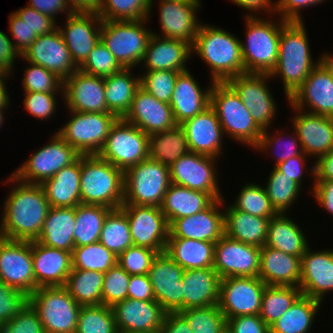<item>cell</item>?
Listing matches in <instances>:
<instances>
[{
	"mask_svg": "<svg viewBox=\"0 0 333 333\" xmlns=\"http://www.w3.org/2000/svg\"><path fill=\"white\" fill-rule=\"evenodd\" d=\"M233 3L243 9H247L249 12L246 16H254L260 13L261 10L268 13H275L276 3H272L273 0H231ZM254 14H253V13ZM257 12V14H256Z\"/></svg>",
	"mask_w": 333,
	"mask_h": 333,
	"instance_id": "obj_75",
	"label": "cell"
},
{
	"mask_svg": "<svg viewBox=\"0 0 333 333\" xmlns=\"http://www.w3.org/2000/svg\"><path fill=\"white\" fill-rule=\"evenodd\" d=\"M81 155L40 185L50 207L69 208L81 204Z\"/></svg>",
	"mask_w": 333,
	"mask_h": 333,
	"instance_id": "obj_36",
	"label": "cell"
},
{
	"mask_svg": "<svg viewBox=\"0 0 333 333\" xmlns=\"http://www.w3.org/2000/svg\"><path fill=\"white\" fill-rule=\"evenodd\" d=\"M9 30L14 40L13 43L21 55L36 40L37 36L30 28L13 12L9 15Z\"/></svg>",
	"mask_w": 333,
	"mask_h": 333,
	"instance_id": "obj_66",
	"label": "cell"
},
{
	"mask_svg": "<svg viewBox=\"0 0 333 333\" xmlns=\"http://www.w3.org/2000/svg\"><path fill=\"white\" fill-rule=\"evenodd\" d=\"M306 155L304 152L298 156L291 157L284 162H281L274 166L278 171L288 176L291 180L295 181L301 188L304 175V168L306 166Z\"/></svg>",
	"mask_w": 333,
	"mask_h": 333,
	"instance_id": "obj_69",
	"label": "cell"
},
{
	"mask_svg": "<svg viewBox=\"0 0 333 333\" xmlns=\"http://www.w3.org/2000/svg\"><path fill=\"white\" fill-rule=\"evenodd\" d=\"M10 74L12 73L0 63V78H8Z\"/></svg>",
	"mask_w": 333,
	"mask_h": 333,
	"instance_id": "obj_79",
	"label": "cell"
},
{
	"mask_svg": "<svg viewBox=\"0 0 333 333\" xmlns=\"http://www.w3.org/2000/svg\"><path fill=\"white\" fill-rule=\"evenodd\" d=\"M158 252L132 245L117 257V264L131 275H146Z\"/></svg>",
	"mask_w": 333,
	"mask_h": 333,
	"instance_id": "obj_60",
	"label": "cell"
},
{
	"mask_svg": "<svg viewBox=\"0 0 333 333\" xmlns=\"http://www.w3.org/2000/svg\"><path fill=\"white\" fill-rule=\"evenodd\" d=\"M245 18L246 41L241 42L244 73L270 74L278 61L280 32L287 21L265 20L258 15Z\"/></svg>",
	"mask_w": 333,
	"mask_h": 333,
	"instance_id": "obj_5",
	"label": "cell"
},
{
	"mask_svg": "<svg viewBox=\"0 0 333 333\" xmlns=\"http://www.w3.org/2000/svg\"><path fill=\"white\" fill-rule=\"evenodd\" d=\"M81 204L123 205L124 172L98 155H81Z\"/></svg>",
	"mask_w": 333,
	"mask_h": 333,
	"instance_id": "obj_4",
	"label": "cell"
},
{
	"mask_svg": "<svg viewBox=\"0 0 333 333\" xmlns=\"http://www.w3.org/2000/svg\"><path fill=\"white\" fill-rule=\"evenodd\" d=\"M266 284L259 277H227L221 279L219 308L229 318L258 315Z\"/></svg>",
	"mask_w": 333,
	"mask_h": 333,
	"instance_id": "obj_17",
	"label": "cell"
},
{
	"mask_svg": "<svg viewBox=\"0 0 333 333\" xmlns=\"http://www.w3.org/2000/svg\"><path fill=\"white\" fill-rule=\"evenodd\" d=\"M193 333H226L227 320L219 305L193 307L178 312Z\"/></svg>",
	"mask_w": 333,
	"mask_h": 333,
	"instance_id": "obj_52",
	"label": "cell"
},
{
	"mask_svg": "<svg viewBox=\"0 0 333 333\" xmlns=\"http://www.w3.org/2000/svg\"><path fill=\"white\" fill-rule=\"evenodd\" d=\"M69 112L72 117L56 133L80 155H97L118 118L110 112Z\"/></svg>",
	"mask_w": 333,
	"mask_h": 333,
	"instance_id": "obj_11",
	"label": "cell"
},
{
	"mask_svg": "<svg viewBox=\"0 0 333 333\" xmlns=\"http://www.w3.org/2000/svg\"><path fill=\"white\" fill-rule=\"evenodd\" d=\"M276 132H277V134L275 133L274 135L271 136L270 133L268 132V129H264L262 132L261 138L259 139L258 144L254 147L256 150L264 152L265 150L269 151L271 149H274V150L279 149L276 147H279L278 145H280V143H281L282 146L280 145V147H282L283 149L281 148L282 150L281 149H280V151L278 150L279 151L278 154L276 152H274V153H276L274 155L276 157L275 166L281 162L286 161L287 159H289L291 157H295V156H298L303 153L301 142L298 138V135L295 132H294L295 136L293 135V133H292V136L291 135L289 136L290 142L284 141L285 137H283L284 136L283 131H282V133L281 132L278 133L279 130L278 131L276 130Z\"/></svg>",
	"mask_w": 333,
	"mask_h": 333,
	"instance_id": "obj_59",
	"label": "cell"
},
{
	"mask_svg": "<svg viewBox=\"0 0 333 333\" xmlns=\"http://www.w3.org/2000/svg\"><path fill=\"white\" fill-rule=\"evenodd\" d=\"M99 242L116 257L133 245L126 213L121 209H112L106 216Z\"/></svg>",
	"mask_w": 333,
	"mask_h": 333,
	"instance_id": "obj_48",
	"label": "cell"
},
{
	"mask_svg": "<svg viewBox=\"0 0 333 333\" xmlns=\"http://www.w3.org/2000/svg\"><path fill=\"white\" fill-rule=\"evenodd\" d=\"M231 206L256 217L272 218L278 214L268 198L265 187L251 182L241 188Z\"/></svg>",
	"mask_w": 333,
	"mask_h": 333,
	"instance_id": "obj_53",
	"label": "cell"
},
{
	"mask_svg": "<svg viewBox=\"0 0 333 333\" xmlns=\"http://www.w3.org/2000/svg\"><path fill=\"white\" fill-rule=\"evenodd\" d=\"M287 102L305 112L333 118V79L320 62Z\"/></svg>",
	"mask_w": 333,
	"mask_h": 333,
	"instance_id": "obj_26",
	"label": "cell"
},
{
	"mask_svg": "<svg viewBox=\"0 0 333 333\" xmlns=\"http://www.w3.org/2000/svg\"><path fill=\"white\" fill-rule=\"evenodd\" d=\"M184 269L165 252L158 253L152 262L148 276L155 301L167 313L183 310L182 277Z\"/></svg>",
	"mask_w": 333,
	"mask_h": 333,
	"instance_id": "obj_19",
	"label": "cell"
},
{
	"mask_svg": "<svg viewBox=\"0 0 333 333\" xmlns=\"http://www.w3.org/2000/svg\"><path fill=\"white\" fill-rule=\"evenodd\" d=\"M324 0H278L275 12L281 19L287 22H303L300 10L320 4ZM326 1V0H325Z\"/></svg>",
	"mask_w": 333,
	"mask_h": 333,
	"instance_id": "obj_67",
	"label": "cell"
},
{
	"mask_svg": "<svg viewBox=\"0 0 333 333\" xmlns=\"http://www.w3.org/2000/svg\"><path fill=\"white\" fill-rule=\"evenodd\" d=\"M117 264V257L100 242L74 247L72 268L106 273Z\"/></svg>",
	"mask_w": 333,
	"mask_h": 333,
	"instance_id": "obj_49",
	"label": "cell"
},
{
	"mask_svg": "<svg viewBox=\"0 0 333 333\" xmlns=\"http://www.w3.org/2000/svg\"><path fill=\"white\" fill-rule=\"evenodd\" d=\"M8 182L17 185L14 184L3 202L1 236L10 240L36 241L50 208L45 193L40 184L24 183L13 175L7 178Z\"/></svg>",
	"mask_w": 333,
	"mask_h": 333,
	"instance_id": "obj_1",
	"label": "cell"
},
{
	"mask_svg": "<svg viewBox=\"0 0 333 333\" xmlns=\"http://www.w3.org/2000/svg\"><path fill=\"white\" fill-rule=\"evenodd\" d=\"M210 106L215 111L224 134L249 147H255L263 130L253 120L250 111L226 82H213Z\"/></svg>",
	"mask_w": 333,
	"mask_h": 333,
	"instance_id": "obj_6",
	"label": "cell"
},
{
	"mask_svg": "<svg viewBox=\"0 0 333 333\" xmlns=\"http://www.w3.org/2000/svg\"><path fill=\"white\" fill-rule=\"evenodd\" d=\"M56 93H38V92H24V108L29 114L37 119H49L55 115L57 100Z\"/></svg>",
	"mask_w": 333,
	"mask_h": 333,
	"instance_id": "obj_63",
	"label": "cell"
},
{
	"mask_svg": "<svg viewBox=\"0 0 333 333\" xmlns=\"http://www.w3.org/2000/svg\"><path fill=\"white\" fill-rule=\"evenodd\" d=\"M101 24L97 13H72L67 16L65 28H58L78 68L100 41Z\"/></svg>",
	"mask_w": 333,
	"mask_h": 333,
	"instance_id": "obj_25",
	"label": "cell"
},
{
	"mask_svg": "<svg viewBox=\"0 0 333 333\" xmlns=\"http://www.w3.org/2000/svg\"><path fill=\"white\" fill-rule=\"evenodd\" d=\"M103 282V272L72 268L64 287L80 306L100 305Z\"/></svg>",
	"mask_w": 333,
	"mask_h": 333,
	"instance_id": "obj_45",
	"label": "cell"
},
{
	"mask_svg": "<svg viewBox=\"0 0 333 333\" xmlns=\"http://www.w3.org/2000/svg\"><path fill=\"white\" fill-rule=\"evenodd\" d=\"M64 103L69 111L107 112L104 78L77 70L63 81Z\"/></svg>",
	"mask_w": 333,
	"mask_h": 333,
	"instance_id": "obj_22",
	"label": "cell"
},
{
	"mask_svg": "<svg viewBox=\"0 0 333 333\" xmlns=\"http://www.w3.org/2000/svg\"><path fill=\"white\" fill-rule=\"evenodd\" d=\"M118 331L159 333L167 312L154 301L126 298L112 307Z\"/></svg>",
	"mask_w": 333,
	"mask_h": 333,
	"instance_id": "obj_21",
	"label": "cell"
},
{
	"mask_svg": "<svg viewBox=\"0 0 333 333\" xmlns=\"http://www.w3.org/2000/svg\"><path fill=\"white\" fill-rule=\"evenodd\" d=\"M221 279L213 267L184 270L183 310L218 304Z\"/></svg>",
	"mask_w": 333,
	"mask_h": 333,
	"instance_id": "obj_35",
	"label": "cell"
},
{
	"mask_svg": "<svg viewBox=\"0 0 333 333\" xmlns=\"http://www.w3.org/2000/svg\"><path fill=\"white\" fill-rule=\"evenodd\" d=\"M28 64L31 67H26L22 78L24 92L56 93L61 91L63 94L62 79L40 65L31 62Z\"/></svg>",
	"mask_w": 333,
	"mask_h": 333,
	"instance_id": "obj_55",
	"label": "cell"
},
{
	"mask_svg": "<svg viewBox=\"0 0 333 333\" xmlns=\"http://www.w3.org/2000/svg\"><path fill=\"white\" fill-rule=\"evenodd\" d=\"M122 69L123 67L101 40L89 53L86 61L79 67V70L84 73L102 78L115 74Z\"/></svg>",
	"mask_w": 333,
	"mask_h": 333,
	"instance_id": "obj_57",
	"label": "cell"
},
{
	"mask_svg": "<svg viewBox=\"0 0 333 333\" xmlns=\"http://www.w3.org/2000/svg\"><path fill=\"white\" fill-rule=\"evenodd\" d=\"M215 199L206 192L171 183L160 206L170 225L175 219L192 216L208 208Z\"/></svg>",
	"mask_w": 333,
	"mask_h": 333,
	"instance_id": "obj_38",
	"label": "cell"
},
{
	"mask_svg": "<svg viewBox=\"0 0 333 333\" xmlns=\"http://www.w3.org/2000/svg\"><path fill=\"white\" fill-rule=\"evenodd\" d=\"M128 298L145 301L155 300L148 274L130 276Z\"/></svg>",
	"mask_w": 333,
	"mask_h": 333,
	"instance_id": "obj_68",
	"label": "cell"
},
{
	"mask_svg": "<svg viewBox=\"0 0 333 333\" xmlns=\"http://www.w3.org/2000/svg\"><path fill=\"white\" fill-rule=\"evenodd\" d=\"M291 118L294 131L301 142L303 152L309 157L317 158L333 150V118L305 112L295 108Z\"/></svg>",
	"mask_w": 333,
	"mask_h": 333,
	"instance_id": "obj_27",
	"label": "cell"
},
{
	"mask_svg": "<svg viewBox=\"0 0 333 333\" xmlns=\"http://www.w3.org/2000/svg\"><path fill=\"white\" fill-rule=\"evenodd\" d=\"M36 289L65 286L72 270V253L31 241Z\"/></svg>",
	"mask_w": 333,
	"mask_h": 333,
	"instance_id": "obj_31",
	"label": "cell"
},
{
	"mask_svg": "<svg viewBox=\"0 0 333 333\" xmlns=\"http://www.w3.org/2000/svg\"><path fill=\"white\" fill-rule=\"evenodd\" d=\"M148 0H100L97 14L102 20H146L150 18Z\"/></svg>",
	"mask_w": 333,
	"mask_h": 333,
	"instance_id": "obj_50",
	"label": "cell"
},
{
	"mask_svg": "<svg viewBox=\"0 0 333 333\" xmlns=\"http://www.w3.org/2000/svg\"><path fill=\"white\" fill-rule=\"evenodd\" d=\"M123 119L148 136L177 125L170 104L159 101L141 87L135 93L131 108Z\"/></svg>",
	"mask_w": 333,
	"mask_h": 333,
	"instance_id": "obj_28",
	"label": "cell"
},
{
	"mask_svg": "<svg viewBox=\"0 0 333 333\" xmlns=\"http://www.w3.org/2000/svg\"><path fill=\"white\" fill-rule=\"evenodd\" d=\"M147 20H102L100 40L123 68H134L141 64L153 35L143 26Z\"/></svg>",
	"mask_w": 333,
	"mask_h": 333,
	"instance_id": "obj_7",
	"label": "cell"
},
{
	"mask_svg": "<svg viewBox=\"0 0 333 333\" xmlns=\"http://www.w3.org/2000/svg\"><path fill=\"white\" fill-rule=\"evenodd\" d=\"M304 22H287L280 32L278 61L269 74L281 77L287 100L304 83L319 59L312 60Z\"/></svg>",
	"mask_w": 333,
	"mask_h": 333,
	"instance_id": "obj_2",
	"label": "cell"
},
{
	"mask_svg": "<svg viewBox=\"0 0 333 333\" xmlns=\"http://www.w3.org/2000/svg\"><path fill=\"white\" fill-rule=\"evenodd\" d=\"M159 24L162 36L188 43L191 47L196 39L199 19L196 18L201 1H164L159 2Z\"/></svg>",
	"mask_w": 333,
	"mask_h": 333,
	"instance_id": "obj_23",
	"label": "cell"
},
{
	"mask_svg": "<svg viewBox=\"0 0 333 333\" xmlns=\"http://www.w3.org/2000/svg\"><path fill=\"white\" fill-rule=\"evenodd\" d=\"M216 159L218 158L189 152L169 166L170 182L209 193L215 200L223 199L216 178Z\"/></svg>",
	"mask_w": 333,
	"mask_h": 333,
	"instance_id": "obj_16",
	"label": "cell"
},
{
	"mask_svg": "<svg viewBox=\"0 0 333 333\" xmlns=\"http://www.w3.org/2000/svg\"><path fill=\"white\" fill-rule=\"evenodd\" d=\"M302 295L296 286L266 285L261 299L259 316L270 326Z\"/></svg>",
	"mask_w": 333,
	"mask_h": 333,
	"instance_id": "obj_47",
	"label": "cell"
},
{
	"mask_svg": "<svg viewBox=\"0 0 333 333\" xmlns=\"http://www.w3.org/2000/svg\"><path fill=\"white\" fill-rule=\"evenodd\" d=\"M130 275L118 264L104 273L102 304L113 307L128 298Z\"/></svg>",
	"mask_w": 333,
	"mask_h": 333,
	"instance_id": "obj_58",
	"label": "cell"
},
{
	"mask_svg": "<svg viewBox=\"0 0 333 333\" xmlns=\"http://www.w3.org/2000/svg\"><path fill=\"white\" fill-rule=\"evenodd\" d=\"M286 213H278L268 222L265 246L301 257L309 247L302 229Z\"/></svg>",
	"mask_w": 333,
	"mask_h": 333,
	"instance_id": "obj_40",
	"label": "cell"
},
{
	"mask_svg": "<svg viewBox=\"0 0 333 333\" xmlns=\"http://www.w3.org/2000/svg\"><path fill=\"white\" fill-rule=\"evenodd\" d=\"M97 155L125 172L149 157V136L123 118L117 119Z\"/></svg>",
	"mask_w": 333,
	"mask_h": 333,
	"instance_id": "obj_10",
	"label": "cell"
},
{
	"mask_svg": "<svg viewBox=\"0 0 333 333\" xmlns=\"http://www.w3.org/2000/svg\"><path fill=\"white\" fill-rule=\"evenodd\" d=\"M191 50L210 68L211 82H226L244 73L241 40L222 28L201 24Z\"/></svg>",
	"mask_w": 333,
	"mask_h": 333,
	"instance_id": "obj_3",
	"label": "cell"
},
{
	"mask_svg": "<svg viewBox=\"0 0 333 333\" xmlns=\"http://www.w3.org/2000/svg\"><path fill=\"white\" fill-rule=\"evenodd\" d=\"M6 78H0V108H8L10 105V95L7 92Z\"/></svg>",
	"mask_w": 333,
	"mask_h": 333,
	"instance_id": "obj_77",
	"label": "cell"
},
{
	"mask_svg": "<svg viewBox=\"0 0 333 333\" xmlns=\"http://www.w3.org/2000/svg\"><path fill=\"white\" fill-rule=\"evenodd\" d=\"M0 333H45L38 313L27 303L8 323L2 325Z\"/></svg>",
	"mask_w": 333,
	"mask_h": 333,
	"instance_id": "obj_61",
	"label": "cell"
},
{
	"mask_svg": "<svg viewBox=\"0 0 333 333\" xmlns=\"http://www.w3.org/2000/svg\"><path fill=\"white\" fill-rule=\"evenodd\" d=\"M18 57L22 58V55L16 49L13 41L6 33L0 31V63L12 72L14 70L13 65Z\"/></svg>",
	"mask_w": 333,
	"mask_h": 333,
	"instance_id": "obj_72",
	"label": "cell"
},
{
	"mask_svg": "<svg viewBox=\"0 0 333 333\" xmlns=\"http://www.w3.org/2000/svg\"><path fill=\"white\" fill-rule=\"evenodd\" d=\"M159 333H193L179 313H167Z\"/></svg>",
	"mask_w": 333,
	"mask_h": 333,
	"instance_id": "obj_74",
	"label": "cell"
},
{
	"mask_svg": "<svg viewBox=\"0 0 333 333\" xmlns=\"http://www.w3.org/2000/svg\"><path fill=\"white\" fill-rule=\"evenodd\" d=\"M265 186L268 198L278 213H287L301 193V187L275 167L271 170Z\"/></svg>",
	"mask_w": 333,
	"mask_h": 333,
	"instance_id": "obj_51",
	"label": "cell"
},
{
	"mask_svg": "<svg viewBox=\"0 0 333 333\" xmlns=\"http://www.w3.org/2000/svg\"><path fill=\"white\" fill-rule=\"evenodd\" d=\"M189 152L187 137L180 125L149 136V158L168 167Z\"/></svg>",
	"mask_w": 333,
	"mask_h": 333,
	"instance_id": "obj_44",
	"label": "cell"
},
{
	"mask_svg": "<svg viewBox=\"0 0 333 333\" xmlns=\"http://www.w3.org/2000/svg\"><path fill=\"white\" fill-rule=\"evenodd\" d=\"M322 302L301 295L269 326L270 333H309Z\"/></svg>",
	"mask_w": 333,
	"mask_h": 333,
	"instance_id": "obj_43",
	"label": "cell"
},
{
	"mask_svg": "<svg viewBox=\"0 0 333 333\" xmlns=\"http://www.w3.org/2000/svg\"><path fill=\"white\" fill-rule=\"evenodd\" d=\"M73 13H97L100 0H66Z\"/></svg>",
	"mask_w": 333,
	"mask_h": 333,
	"instance_id": "obj_76",
	"label": "cell"
},
{
	"mask_svg": "<svg viewBox=\"0 0 333 333\" xmlns=\"http://www.w3.org/2000/svg\"><path fill=\"white\" fill-rule=\"evenodd\" d=\"M313 167H310L314 181L333 180V150L315 160Z\"/></svg>",
	"mask_w": 333,
	"mask_h": 333,
	"instance_id": "obj_73",
	"label": "cell"
},
{
	"mask_svg": "<svg viewBox=\"0 0 333 333\" xmlns=\"http://www.w3.org/2000/svg\"><path fill=\"white\" fill-rule=\"evenodd\" d=\"M37 37L54 31L57 23L50 16L44 15L35 8H20L14 12Z\"/></svg>",
	"mask_w": 333,
	"mask_h": 333,
	"instance_id": "obj_64",
	"label": "cell"
},
{
	"mask_svg": "<svg viewBox=\"0 0 333 333\" xmlns=\"http://www.w3.org/2000/svg\"><path fill=\"white\" fill-rule=\"evenodd\" d=\"M313 182L311 193L325 211L333 214V180Z\"/></svg>",
	"mask_w": 333,
	"mask_h": 333,
	"instance_id": "obj_71",
	"label": "cell"
},
{
	"mask_svg": "<svg viewBox=\"0 0 333 333\" xmlns=\"http://www.w3.org/2000/svg\"><path fill=\"white\" fill-rule=\"evenodd\" d=\"M6 109H8V108H0V127L2 126V124H3V122H4V114L5 113H3V112H5L6 111ZM4 110V111H3Z\"/></svg>",
	"mask_w": 333,
	"mask_h": 333,
	"instance_id": "obj_80",
	"label": "cell"
},
{
	"mask_svg": "<svg viewBox=\"0 0 333 333\" xmlns=\"http://www.w3.org/2000/svg\"><path fill=\"white\" fill-rule=\"evenodd\" d=\"M226 333H270L269 326L258 315L227 319Z\"/></svg>",
	"mask_w": 333,
	"mask_h": 333,
	"instance_id": "obj_65",
	"label": "cell"
},
{
	"mask_svg": "<svg viewBox=\"0 0 333 333\" xmlns=\"http://www.w3.org/2000/svg\"><path fill=\"white\" fill-rule=\"evenodd\" d=\"M258 277L266 285L296 286L301 279V257L284 253L271 247L260 249Z\"/></svg>",
	"mask_w": 333,
	"mask_h": 333,
	"instance_id": "obj_34",
	"label": "cell"
},
{
	"mask_svg": "<svg viewBox=\"0 0 333 333\" xmlns=\"http://www.w3.org/2000/svg\"><path fill=\"white\" fill-rule=\"evenodd\" d=\"M28 303L38 313L45 333H75L81 306L64 286L39 287Z\"/></svg>",
	"mask_w": 333,
	"mask_h": 333,
	"instance_id": "obj_9",
	"label": "cell"
},
{
	"mask_svg": "<svg viewBox=\"0 0 333 333\" xmlns=\"http://www.w3.org/2000/svg\"><path fill=\"white\" fill-rule=\"evenodd\" d=\"M180 126L186 134L190 152L215 158L222 155L224 132L215 111L210 105L195 117L180 124Z\"/></svg>",
	"mask_w": 333,
	"mask_h": 333,
	"instance_id": "obj_30",
	"label": "cell"
},
{
	"mask_svg": "<svg viewBox=\"0 0 333 333\" xmlns=\"http://www.w3.org/2000/svg\"><path fill=\"white\" fill-rule=\"evenodd\" d=\"M0 279L28 297L36 290L30 241L0 239Z\"/></svg>",
	"mask_w": 333,
	"mask_h": 333,
	"instance_id": "obj_15",
	"label": "cell"
},
{
	"mask_svg": "<svg viewBox=\"0 0 333 333\" xmlns=\"http://www.w3.org/2000/svg\"><path fill=\"white\" fill-rule=\"evenodd\" d=\"M75 207H50L37 242L57 249L73 252Z\"/></svg>",
	"mask_w": 333,
	"mask_h": 333,
	"instance_id": "obj_37",
	"label": "cell"
},
{
	"mask_svg": "<svg viewBox=\"0 0 333 333\" xmlns=\"http://www.w3.org/2000/svg\"><path fill=\"white\" fill-rule=\"evenodd\" d=\"M133 68L121 71L104 78L105 101L107 112L118 119L129 112L135 93L140 88V76H133Z\"/></svg>",
	"mask_w": 333,
	"mask_h": 333,
	"instance_id": "obj_41",
	"label": "cell"
},
{
	"mask_svg": "<svg viewBox=\"0 0 333 333\" xmlns=\"http://www.w3.org/2000/svg\"><path fill=\"white\" fill-rule=\"evenodd\" d=\"M299 288L302 295L320 302L328 291H333V250L306 249L301 258Z\"/></svg>",
	"mask_w": 333,
	"mask_h": 333,
	"instance_id": "obj_29",
	"label": "cell"
},
{
	"mask_svg": "<svg viewBox=\"0 0 333 333\" xmlns=\"http://www.w3.org/2000/svg\"><path fill=\"white\" fill-rule=\"evenodd\" d=\"M270 219L256 217L227 205L224 210L225 235L245 244L263 247Z\"/></svg>",
	"mask_w": 333,
	"mask_h": 333,
	"instance_id": "obj_39",
	"label": "cell"
},
{
	"mask_svg": "<svg viewBox=\"0 0 333 333\" xmlns=\"http://www.w3.org/2000/svg\"><path fill=\"white\" fill-rule=\"evenodd\" d=\"M140 76V87L155 96L159 101L170 103L175 81L180 72L172 70L145 71Z\"/></svg>",
	"mask_w": 333,
	"mask_h": 333,
	"instance_id": "obj_56",
	"label": "cell"
},
{
	"mask_svg": "<svg viewBox=\"0 0 333 333\" xmlns=\"http://www.w3.org/2000/svg\"><path fill=\"white\" fill-rule=\"evenodd\" d=\"M322 55L323 56L319 58V62L324 66L333 79V55L331 53H323Z\"/></svg>",
	"mask_w": 333,
	"mask_h": 333,
	"instance_id": "obj_78",
	"label": "cell"
},
{
	"mask_svg": "<svg viewBox=\"0 0 333 333\" xmlns=\"http://www.w3.org/2000/svg\"><path fill=\"white\" fill-rule=\"evenodd\" d=\"M112 307L100 305L81 306L75 333H116Z\"/></svg>",
	"mask_w": 333,
	"mask_h": 333,
	"instance_id": "obj_54",
	"label": "cell"
},
{
	"mask_svg": "<svg viewBox=\"0 0 333 333\" xmlns=\"http://www.w3.org/2000/svg\"><path fill=\"white\" fill-rule=\"evenodd\" d=\"M22 59L46 68L63 81L79 69L73 62L58 28L38 36L23 53Z\"/></svg>",
	"mask_w": 333,
	"mask_h": 333,
	"instance_id": "obj_20",
	"label": "cell"
},
{
	"mask_svg": "<svg viewBox=\"0 0 333 333\" xmlns=\"http://www.w3.org/2000/svg\"><path fill=\"white\" fill-rule=\"evenodd\" d=\"M261 247L242 243L225 234L215 243L213 268L227 277H258Z\"/></svg>",
	"mask_w": 333,
	"mask_h": 333,
	"instance_id": "obj_18",
	"label": "cell"
},
{
	"mask_svg": "<svg viewBox=\"0 0 333 333\" xmlns=\"http://www.w3.org/2000/svg\"><path fill=\"white\" fill-rule=\"evenodd\" d=\"M270 79L268 73H243L226 81L262 130L269 129L277 111L274 97L267 86Z\"/></svg>",
	"mask_w": 333,
	"mask_h": 333,
	"instance_id": "obj_13",
	"label": "cell"
},
{
	"mask_svg": "<svg viewBox=\"0 0 333 333\" xmlns=\"http://www.w3.org/2000/svg\"><path fill=\"white\" fill-rule=\"evenodd\" d=\"M111 210L103 205L79 204L75 207V247L99 242L104 220Z\"/></svg>",
	"mask_w": 333,
	"mask_h": 333,
	"instance_id": "obj_46",
	"label": "cell"
},
{
	"mask_svg": "<svg viewBox=\"0 0 333 333\" xmlns=\"http://www.w3.org/2000/svg\"><path fill=\"white\" fill-rule=\"evenodd\" d=\"M189 71L178 74L169 103L177 125L195 117L210 105L213 82L203 90Z\"/></svg>",
	"mask_w": 333,
	"mask_h": 333,
	"instance_id": "obj_32",
	"label": "cell"
},
{
	"mask_svg": "<svg viewBox=\"0 0 333 333\" xmlns=\"http://www.w3.org/2000/svg\"><path fill=\"white\" fill-rule=\"evenodd\" d=\"M170 184L169 167L148 157L124 172L123 204L160 207Z\"/></svg>",
	"mask_w": 333,
	"mask_h": 333,
	"instance_id": "obj_8",
	"label": "cell"
},
{
	"mask_svg": "<svg viewBox=\"0 0 333 333\" xmlns=\"http://www.w3.org/2000/svg\"><path fill=\"white\" fill-rule=\"evenodd\" d=\"M28 303V296L0 279V321L8 323Z\"/></svg>",
	"mask_w": 333,
	"mask_h": 333,
	"instance_id": "obj_62",
	"label": "cell"
},
{
	"mask_svg": "<svg viewBox=\"0 0 333 333\" xmlns=\"http://www.w3.org/2000/svg\"><path fill=\"white\" fill-rule=\"evenodd\" d=\"M191 46L180 40L152 35L141 63L147 71L172 70L184 72L188 70L187 61L192 57Z\"/></svg>",
	"mask_w": 333,
	"mask_h": 333,
	"instance_id": "obj_33",
	"label": "cell"
},
{
	"mask_svg": "<svg viewBox=\"0 0 333 333\" xmlns=\"http://www.w3.org/2000/svg\"><path fill=\"white\" fill-rule=\"evenodd\" d=\"M120 208L126 213L133 245L165 252L169 224L160 207L123 204Z\"/></svg>",
	"mask_w": 333,
	"mask_h": 333,
	"instance_id": "obj_14",
	"label": "cell"
},
{
	"mask_svg": "<svg viewBox=\"0 0 333 333\" xmlns=\"http://www.w3.org/2000/svg\"><path fill=\"white\" fill-rule=\"evenodd\" d=\"M47 145L34 152L12 175L29 184H41L62 168L75 162L80 154L57 133Z\"/></svg>",
	"mask_w": 333,
	"mask_h": 333,
	"instance_id": "obj_12",
	"label": "cell"
},
{
	"mask_svg": "<svg viewBox=\"0 0 333 333\" xmlns=\"http://www.w3.org/2000/svg\"><path fill=\"white\" fill-rule=\"evenodd\" d=\"M29 7L35 8L44 15L50 16L56 21L57 14L67 11V16L73 12L68 7L66 0H29Z\"/></svg>",
	"mask_w": 333,
	"mask_h": 333,
	"instance_id": "obj_70",
	"label": "cell"
},
{
	"mask_svg": "<svg viewBox=\"0 0 333 333\" xmlns=\"http://www.w3.org/2000/svg\"><path fill=\"white\" fill-rule=\"evenodd\" d=\"M215 243L185 238H168L165 253L184 270L210 268Z\"/></svg>",
	"mask_w": 333,
	"mask_h": 333,
	"instance_id": "obj_42",
	"label": "cell"
},
{
	"mask_svg": "<svg viewBox=\"0 0 333 333\" xmlns=\"http://www.w3.org/2000/svg\"><path fill=\"white\" fill-rule=\"evenodd\" d=\"M223 199H216L208 208L192 216L175 219L169 225L168 238H185L216 243L224 234ZM220 206V207H219ZM220 210V211H219Z\"/></svg>",
	"mask_w": 333,
	"mask_h": 333,
	"instance_id": "obj_24",
	"label": "cell"
}]
</instances>
